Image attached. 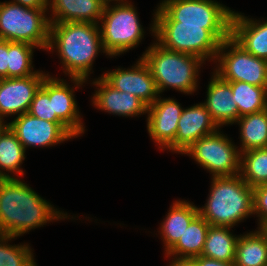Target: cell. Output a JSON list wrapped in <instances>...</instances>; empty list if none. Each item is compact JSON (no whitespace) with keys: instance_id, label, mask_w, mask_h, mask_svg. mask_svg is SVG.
<instances>
[{"instance_id":"obj_11","label":"cell","mask_w":267,"mask_h":266,"mask_svg":"<svg viewBox=\"0 0 267 266\" xmlns=\"http://www.w3.org/2000/svg\"><path fill=\"white\" fill-rule=\"evenodd\" d=\"M8 125L25 150L28 146H52L77 137L66 124L42 120L28 112L18 115Z\"/></svg>"},{"instance_id":"obj_34","label":"cell","mask_w":267,"mask_h":266,"mask_svg":"<svg viewBox=\"0 0 267 266\" xmlns=\"http://www.w3.org/2000/svg\"><path fill=\"white\" fill-rule=\"evenodd\" d=\"M11 2L30 9H47L49 0H14Z\"/></svg>"},{"instance_id":"obj_19","label":"cell","mask_w":267,"mask_h":266,"mask_svg":"<svg viewBox=\"0 0 267 266\" xmlns=\"http://www.w3.org/2000/svg\"><path fill=\"white\" fill-rule=\"evenodd\" d=\"M54 15L50 23L89 22L98 24L103 16L105 4L101 0H52Z\"/></svg>"},{"instance_id":"obj_32","label":"cell","mask_w":267,"mask_h":266,"mask_svg":"<svg viewBox=\"0 0 267 266\" xmlns=\"http://www.w3.org/2000/svg\"><path fill=\"white\" fill-rule=\"evenodd\" d=\"M254 214H259V229L267 230V184L253 188Z\"/></svg>"},{"instance_id":"obj_3","label":"cell","mask_w":267,"mask_h":266,"mask_svg":"<svg viewBox=\"0 0 267 266\" xmlns=\"http://www.w3.org/2000/svg\"><path fill=\"white\" fill-rule=\"evenodd\" d=\"M163 48L216 59L222 41L230 37L231 25H180L176 21H154L152 28Z\"/></svg>"},{"instance_id":"obj_24","label":"cell","mask_w":267,"mask_h":266,"mask_svg":"<svg viewBox=\"0 0 267 266\" xmlns=\"http://www.w3.org/2000/svg\"><path fill=\"white\" fill-rule=\"evenodd\" d=\"M228 226H211L208 229L202 256L224 262H234L238 237Z\"/></svg>"},{"instance_id":"obj_29","label":"cell","mask_w":267,"mask_h":266,"mask_svg":"<svg viewBox=\"0 0 267 266\" xmlns=\"http://www.w3.org/2000/svg\"><path fill=\"white\" fill-rule=\"evenodd\" d=\"M28 113L42 120L65 124L56 114H53V78L49 75L44 78L36 91Z\"/></svg>"},{"instance_id":"obj_20","label":"cell","mask_w":267,"mask_h":266,"mask_svg":"<svg viewBox=\"0 0 267 266\" xmlns=\"http://www.w3.org/2000/svg\"><path fill=\"white\" fill-rule=\"evenodd\" d=\"M199 214L198 207L186 201H175L161 225V234L168 252L180 239L191 221Z\"/></svg>"},{"instance_id":"obj_36","label":"cell","mask_w":267,"mask_h":266,"mask_svg":"<svg viewBox=\"0 0 267 266\" xmlns=\"http://www.w3.org/2000/svg\"><path fill=\"white\" fill-rule=\"evenodd\" d=\"M174 258L170 266H199L194 258Z\"/></svg>"},{"instance_id":"obj_27","label":"cell","mask_w":267,"mask_h":266,"mask_svg":"<svg viewBox=\"0 0 267 266\" xmlns=\"http://www.w3.org/2000/svg\"><path fill=\"white\" fill-rule=\"evenodd\" d=\"M240 172L251 188L267 184V147L241 153Z\"/></svg>"},{"instance_id":"obj_28","label":"cell","mask_w":267,"mask_h":266,"mask_svg":"<svg viewBox=\"0 0 267 266\" xmlns=\"http://www.w3.org/2000/svg\"><path fill=\"white\" fill-rule=\"evenodd\" d=\"M25 159V148L8 126L0 136V168L3 170L24 174L19 167ZM20 168V169H19ZM14 178L0 170V179Z\"/></svg>"},{"instance_id":"obj_13","label":"cell","mask_w":267,"mask_h":266,"mask_svg":"<svg viewBox=\"0 0 267 266\" xmlns=\"http://www.w3.org/2000/svg\"><path fill=\"white\" fill-rule=\"evenodd\" d=\"M48 74L0 79V117L27 113L36 91Z\"/></svg>"},{"instance_id":"obj_15","label":"cell","mask_w":267,"mask_h":266,"mask_svg":"<svg viewBox=\"0 0 267 266\" xmlns=\"http://www.w3.org/2000/svg\"><path fill=\"white\" fill-rule=\"evenodd\" d=\"M217 128L203 103L183 109L175 135V151L184 153L194 142L216 132Z\"/></svg>"},{"instance_id":"obj_6","label":"cell","mask_w":267,"mask_h":266,"mask_svg":"<svg viewBox=\"0 0 267 266\" xmlns=\"http://www.w3.org/2000/svg\"><path fill=\"white\" fill-rule=\"evenodd\" d=\"M46 10L0 2V39L48 50L50 21L44 15Z\"/></svg>"},{"instance_id":"obj_25","label":"cell","mask_w":267,"mask_h":266,"mask_svg":"<svg viewBox=\"0 0 267 266\" xmlns=\"http://www.w3.org/2000/svg\"><path fill=\"white\" fill-rule=\"evenodd\" d=\"M236 122L241 129L240 152L267 147V109L241 116Z\"/></svg>"},{"instance_id":"obj_5","label":"cell","mask_w":267,"mask_h":266,"mask_svg":"<svg viewBox=\"0 0 267 266\" xmlns=\"http://www.w3.org/2000/svg\"><path fill=\"white\" fill-rule=\"evenodd\" d=\"M141 57L150 68L159 93L175 88L191 94L196 90L199 66L203 60L197 56L171 51L155 43Z\"/></svg>"},{"instance_id":"obj_30","label":"cell","mask_w":267,"mask_h":266,"mask_svg":"<svg viewBox=\"0 0 267 266\" xmlns=\"http://www.w3.org/2000/svg\"><path fill=\"white\" fill-rule=\"evenodd\" d=\"M34 47L27 43L9 41L8 78L27 77L38 72L32 71Z\"/></svg>"},{"instance_id":"obj_17","label":"cell","mask_w":267,"mask_h":266,"mask_svg":"<svg viewBox=\"0 0 267 266\" xmlns=\"http://www.w3.org/2000/svg\"><path fill=\"white\" fill-rule=\"evenodd\" d=\"M203 105L218 127L233 124L239 119V111L232 95L230 82L221 79L216 73L208 85L207 99Z\"/></svg>"},{"instance_id":"obj_9","label":"cell","mask_w":267,"mask_h":266,"mask_svg":"<svg viewBox=\"0 0 267 266\" xmlns=\"http://www.w3.org/2000/svg\"><path fill=\"white\" fill-rule=\"evenodd\" d=\"M218 131L203 136L183 154L193 157L213 177L235 176L240 173L241 152Z\"/></svg>"},{"instance_id":"obj_16","label":"cell","mask_w":267,"mask_h":266,"mask_svg":"<svg viewBox=\"0 0 267 266\" xmlns=\"http://www.w3.org/2000/svg\"><path fill=\"white\" fill-rule=\"evenodd\" d=\"M93 84L100 88L93 97V104L97 108L122 116H137L147 113L148 106L143 101L131 93L116 90L102 77Z\"/></svg>"},{"instance_id":"obj_38","label":"cell","mask_w":267,"mask_h":266,"mask_svg":"<svg viewBox=\"0 0 267 266\" xmlns=\"http://www.w3.org/2000/svg\"><path fill=\"white\" fill-rule=\"evenodd\" d=\"M105 5H107V4H109V2L110 1H114V0H101ZM115 1H119L120 2V0H115ZM121 1H123V0H121Z\"/></svg>"},{"instance_id":"obj_21","label":"cell","mask_w":267,"mask_h":266,"mask_svg":"<svg viewBox=\"0 0 267 266\" xmlns=\"http://www.w3.org/2000/svg\"><path fill=\"white\" fill-rule=\"evenodd\" d=\"M234 266H267V230L238 237Z\"/></svg>"},{"instance_id":"obj_33","label":"cell","mask_w":267,"mask_h":266,"mask_svg":"<svg viewBox=\"0 0 267 266\" xmlns=\"http://www.w3.org/2000/svg\"><path fill=\"white\" fill-rule=\"evenodd\" d=\"M9 41L0 39V79L8 78Z\"/></svg>"},{"instance_id":"obj_26","label":"cell","mask_w":267,"mask_h":266,"mask_svg":"<svg viewBox=\"0 0 267 266\" xmlns=\"http://www.w3.org/2000/svg\"><path fill=\"white\" fill-rule=\"evenodd\" d=\"M230 86L239 118L267 109V87L254 86L243 81L230 82Z\"/></svg>"},{"instance_id":"obj_31","label":"cell","mask_w":267,"mask_h":266,"mask_svg":"<svg viewBox=\"0 0 267 266\" xmlns=\"http://www.w3.org/2000/svg\"><path fill=\"white\" fill-rule=\"evenodd\" d=\"M14 238L0 234V266H37L29 246L7 245L6 241Z\"/></svg>"},{"instance_id":"obj_23","label":"cell","mask_w":267,"mask_h":266,"mask_svg":"<svg viewBox=\"0 0 267 266\" xmlns=\"http://www.w3.org/2000/svg\"><path fill=\"white\" fill-rule=\"evenodd\" d=\"M210 224L198 214L181 235L177 243L166 253L179 258H195L202 254Z\"/></svg>"},{"instance_id":"obj_37","label":"cell","mask_w":267,"mask_h":266,"mask_svg":"<svg viewBox=\"0 0 267 266\" xmlns=\"http://www.w3.org/2000/svg\"><path fill=\"white\" fill-rule=\"evenodd\" d=\"M3 117H0V136L1 134L6 130V128L9 126L8 124H3Z\"/></svg>"},{"instance_id":"obj_1","label":"cell","mask_w":267,"mask_h":266,"mask_svg":"<svg viewBox=\"0 0 267 266\" xmlns=\"http://www.w3.org/2000/svg\"><path fill=\"white\" fill-rule=\"evenodd\" d=\"M65 215L18 178L0 179V234L17 237Z\"/></svg>"},{"instance_id":"obj_14","label":"cell","mask_w":267,"mask_h":266,"mask_svg":"<svg viewBox=\"0 0 267 266\" xmlns=\"http://www.w3.org/2000/svg\"><path fill=\"white\" fill-rule=\"evenodd\" d=\"M182 107L173 99L157 98L148 107L147 129L152 140L163 149L175 151V135ZM164 146V147H163Z\"/></svg>"},{"instance_id":"obj_10","label":"cell","mask_w":267,"mask_h":266,"mask_svg":"<svg viewBox=\"0 0 267 266\" xmlns=\"http://www.w3.org/2000/svg\"><path fill=\"white\" fill-rule=\"evenodd\" d=\"M231 47L229 52L223 50ZM216 74L227 82L243 81L254 86L267 87V60L245 51L231 37L221 42L216 60Z\"/></svg>"},{"instance_id":"obj_8","label":"cell","mask_w":267,"mask_h":266,"mask_svg":"<svg viewBox=\"0 0 267 266\" xmlns=\"http://www.w3.org/2000/svg\"><path fill=\"white\" fill-rule=\"evenodd\" d=\"M233 11L212 0H164L154 21H176L180 25H231Z\"/></svg>"},{"instance_id":"obj_22","label":"cell","mask_w":267,"mask_h":266,"mask_svg":"<svg viewBox=\"0 0 267 266\" xmlns=\"http://www.w3.org/2000/svg\"><path fill=\"white\" fill-rule=\"evenodd\" d=\"M57 78H53V114H56L77 136L84 132L79 111L73 96V88Z\"/></svg>"},{"instance_id":"obj_2","label":"cell","mask_w":267,"mask_h":266,"mask_svg":"<svg viewBox=\"0 0 267 266\" xmlns=\"http://www.w3.org/2000/svg\"><path fill=\"white\" fill-rule=\"evenodd\" d=\"M99 30L97 24L89 22L50 23L48 49L56 46L66 72L77 86L85 82L98 51L103 50Z\"/></svg>"},{"instance_id":"obj_4","label":"cell","mask_w":267,"mask_h":266,"mask_svg":"<svg viewBox=\"0 0 267 266\" xmlns=\"http://www.w3.org/2000/svg\"><path fill=\"white\" fill-rule=\"evenodd\" d=\"M212 188L199 214L211 226L233 227L254 213L253 188L241 176L213 177Z\"/></svg>"},{"instance_id":"obj_12","label":"cell","mask_w":267,"mask_h":266,"mask_svg":"<svg viewBox=\"0 0 267 266\" xmlns=\"http://www.w3.org/2000/svg\"><path fill=\"white\" fill-rule=\"evenodd\" d=\"M116 90L128 92L143 101L148 107L158 98V88L150 68L140 58L132 69L110 71L101 76Z\"/></svg>"},{"instance_id":"obj_35","label":"cell","mask_w":267,"mask_h":266,"mask_svg":"<svg viewBox=\"0 0 267 266\" xmlns=\"http://www.w3.org/2000/svg\"><path fill=\"white\" fill-rule=\"evenodd\" d=\"M199 266H234V262H224L216 259H210L202 255L194 258Z\"/></svg>"},{"instance_id":"obj_7","label":"cell","mask_w":267,"mask_h":266,"mask_svg":"<svg viewBox=\"0 0 267 266\" xmlns=\"http://www.w3.org/2000/svg\"><path fill=\"white\" fill-rule=\"evenodd\" d=\"M100 20L103 51L109 56L134 48L143 37L136 9L127 1L111 8L107 4Z\"/></svg>"},{"instance_id":"obj_18","label":"cell","mask_w":267,"mask_h":266,"mask_svg":"<svg viewBox=\"0 0 267 266\" xmlns=\"http://www.w3.org/2000/svg\"><path fill=\"white\" fill-rule=\"evenodd\" d=\"M230 37L253 56L267 60V22L257 23L233 11Z\"/></svg>"}]
</instances>
